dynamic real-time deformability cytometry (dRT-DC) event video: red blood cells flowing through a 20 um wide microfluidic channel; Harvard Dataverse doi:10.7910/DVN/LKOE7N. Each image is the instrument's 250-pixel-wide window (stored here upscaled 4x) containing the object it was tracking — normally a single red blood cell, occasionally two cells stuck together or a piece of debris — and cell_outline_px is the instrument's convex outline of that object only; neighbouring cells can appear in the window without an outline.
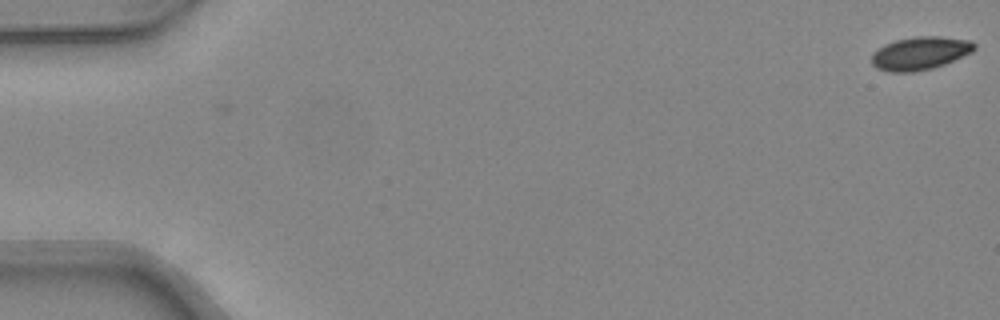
{"species": "common noctule bat (a hibernating species)", "species_latin": "Nyctalus noctula", "temperature_condition": "warm", "stored_images_in_passage": 14, "camera_frame_rate_fps": 3000, "um_per_image_px": 0.085, "animal": {"sex": "female", "body_mass_g": 24.6, "forearm_length_mm": 56.2}, "frame": {"image": 1, "passage_image": 1, "time_ms": 0.0, "image_size_px": [1000, 320], "cell_outline_px": [[976, 48], [972, 52], [944, 64], [932, 68], [912, 72], [888, 72], [876, 68], [872, 64], [872, 52], [884, 44], [896, 40], [916, 36], [940, 36], [972, 40], [976, 44]], "centroid_in_image_um": [78.2, 4.52], "position_along_channel_um": 6.8, "area_um2": 19.94}}
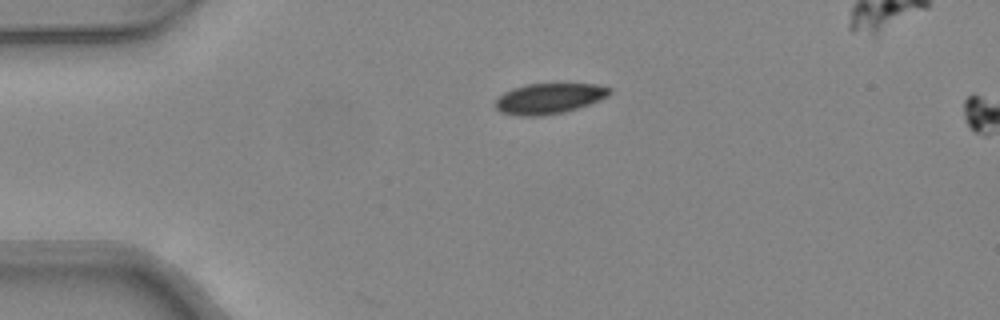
{"frame": {"image": 2, "passage_image": 12, "time_ms": 3.667, "image_size_px": [1000, 320], "cell_outline_px": [[612, 92], [608, 96], [588, 104], [564, 112], [540, 116], [520, 116], [500, 112], [496, 108], [496, 100], [504, 92], [512, 88], [524, 84], [596, 84], [612, 88]], "centroid_in_image_um": [46.66, 8.37], "position_along_channel_um": 38.3, "area_um2": 20.23}}